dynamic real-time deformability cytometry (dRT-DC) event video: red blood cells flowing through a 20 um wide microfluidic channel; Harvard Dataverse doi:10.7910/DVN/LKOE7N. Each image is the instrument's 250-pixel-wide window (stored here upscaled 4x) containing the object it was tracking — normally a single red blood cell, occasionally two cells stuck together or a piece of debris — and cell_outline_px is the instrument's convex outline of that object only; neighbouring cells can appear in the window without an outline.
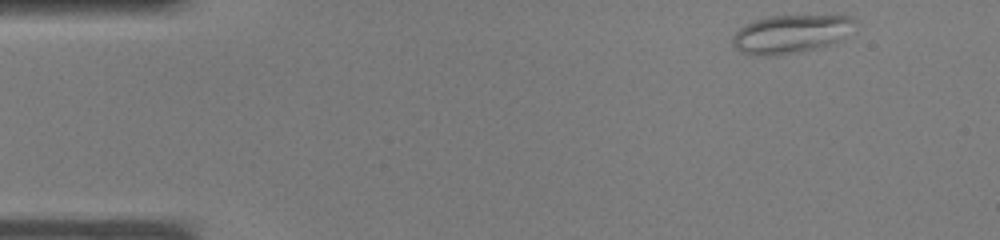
{"species": "common noctule bat (a hibernating species)", "species_latin": "Nyctalus noctula", "temperature_condition": "warm", "stored_images_in_passage": 34, "camera_frame_rate_fps": 3000, "um_per_image_px": 0.085, "animal": {"sex": "male", "body_mass_g": 19.0, "forearm_length_mm": 50.8}, "frame": {"image": 1, "passage_image": 1, "time_ms": 0.0, "image_size_px": [1000, 240], "cell_outline_px": [[856, 32], [828, 44], [804, 52], [780, 56], [752, 56], [740, 52], [732, 44], [732, 36], [744, 24], [752, 20], [768, 16], [840, 12], [852, 16], [856, 20]], "centroid_in_image_um": [67.32, 2.84], "position_along_channel_um": 17.7, "area_um2": 29.19}}
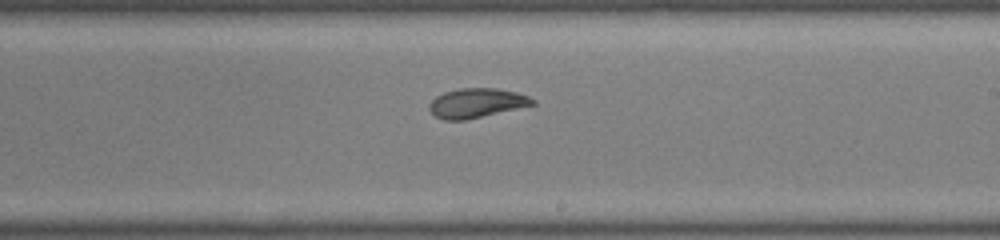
{"frame": {"image": 2, "passage_image": 19, "time_ms": 6.0, "image_size_px": [1000, 240], "cell_outline_px": [[536, 104], [464, 120], [444, 120], [436, 116], [428, 108], [428, 104], [436, 96], [444, 92], [460, 88], [496, 88], [516, 92], [528, 96], [536, 100]], "centroid_in_image_um": [40.5, 8.75], "position_along_channel_um": 248.5, "area_um2": 17.57}}
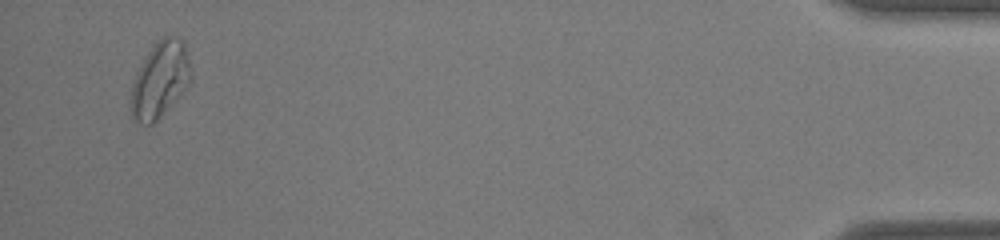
{"frame": {"image": 3, "passage_image": 33, "time_ms": 10.667, "image_size_px": [1000, 240], "cell_outline_px": [[192, 80], [188, 88], [152, 124], [140, 124], [132, 120], [128, 104], [132, 84], [136, 72], [140, 64], [156, 40], [164, 36], [176, 36], [184, 40], [192, 76]], "centroid_in_image_um": [13.58, 6.79], "position_along_channel_um": 421.6, "area_um2": 27.22}}